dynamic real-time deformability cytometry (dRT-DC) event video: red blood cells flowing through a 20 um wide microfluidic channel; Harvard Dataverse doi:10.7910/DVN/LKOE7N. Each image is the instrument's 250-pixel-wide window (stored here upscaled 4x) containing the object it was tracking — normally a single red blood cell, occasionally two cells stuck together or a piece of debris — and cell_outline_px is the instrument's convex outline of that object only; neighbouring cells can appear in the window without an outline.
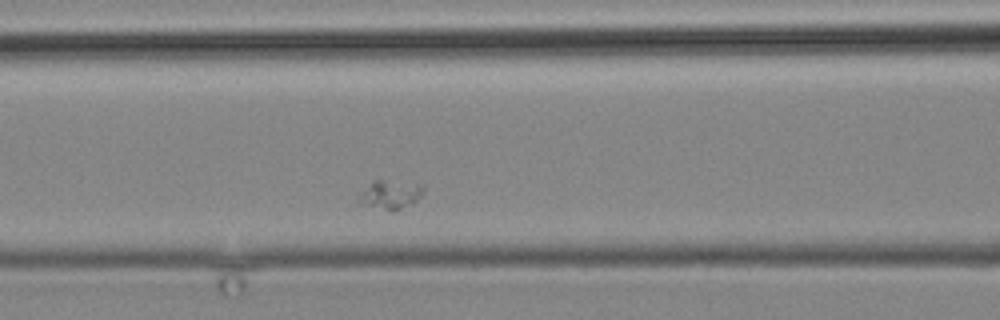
{"species": "common noctule bat (a hibernating species)", "species_latin": "Nyctalus noctula", "temperature_condition": "cold", "stored_images_in_passage": 8, "camera_frame_rate_fps": 3000, "um_per_image_px": 0.085, "animal": {"sex": "male", "body_mass_g": 19.2, "forearm_length_mm": 51.8}, "frame": {"image": 1, "passage_image": 8, "time_ms": 9.0, "image_size_px": [1000, 320], "cell_outline_px": [[424, 192], [416, 200], [392, 212], [368, 204], [360, 192], [376, 180], [380, 180], [424, 184]], "centroid_in_image_um": [33.31, 16.5], "position_along_channel_um": 133.3, "area_um2": 10.0}}